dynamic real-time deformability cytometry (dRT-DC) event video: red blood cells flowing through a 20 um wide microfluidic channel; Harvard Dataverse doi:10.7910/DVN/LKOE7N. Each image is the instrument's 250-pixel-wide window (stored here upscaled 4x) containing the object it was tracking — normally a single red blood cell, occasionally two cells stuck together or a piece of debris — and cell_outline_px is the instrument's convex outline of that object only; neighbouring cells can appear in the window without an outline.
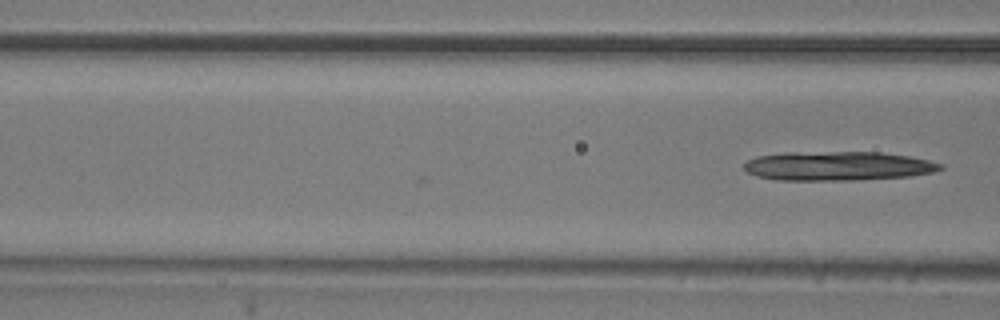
{"species": "common noctule bat (a hibernating species)", "species_latin": "Nyctalus noctula", "temperature_condition": "room temperature", "stored_images_in_passage": 6, "camera_frame_rate_fps": 3000, "um_per_image_px": 0.085, "animal": {"sex": "male", "body_mass_g": 20.5, "forearm_length_mm": 52.5}, "frame": {"image": 1, "passage_image": 6, "time_ms": 1.667, "image_size_px": [1000, 320], "cell_outline_px": [[944, 168], [936, 172], [912, 176], [852, 180], [776, 180], [756, 176], [748, 172], [744, 168], [744, 164], [748, 160], [756, 156], [784, 152], [880, 152], [908, 156], [928, 160], [944, 164]], "centroid_in_image_um": [71.23, 14.11], "position_along_channel_um": 95.4, "area_um2": 33.58}}